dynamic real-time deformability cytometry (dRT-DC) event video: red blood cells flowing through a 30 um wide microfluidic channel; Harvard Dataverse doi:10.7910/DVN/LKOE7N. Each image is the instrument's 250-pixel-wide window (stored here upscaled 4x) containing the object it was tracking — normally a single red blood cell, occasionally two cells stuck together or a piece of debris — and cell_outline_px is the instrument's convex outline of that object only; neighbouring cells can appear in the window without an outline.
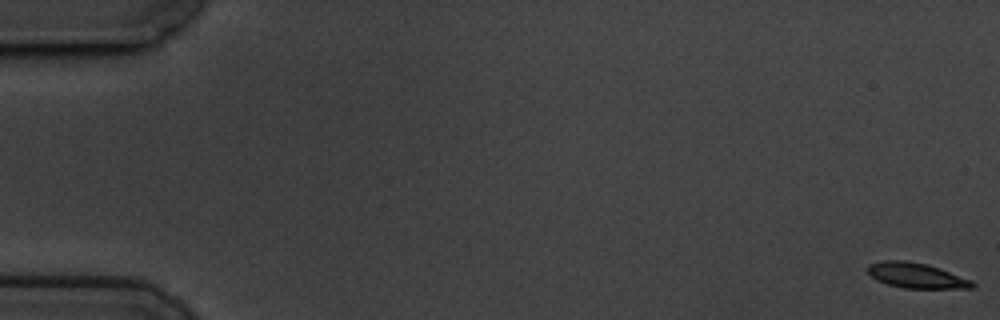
{"species": "common noctule bat (a hibernating species)", "species_latin": "Nyctalus noctula", "temperature_condition": "cold", "stored_images_in_passage": 60, "camera_frame_rate_fps": 3000, "um_per_image_px": 0.085, "animal": {"sex": "male", "body_mass_g": 19.5, "forearm_length_mm": 54.6}, "frame": {"image": 1, "passage_image": 1, "time_ms": 0.0, "image_size_px": [1000, 320], "cell_outline_px": [[976, 284], [972, 288], [904, 288], [888, 284], [876, 280], [868, 272], [868, 264], [884, 260], [904, 260], [928, 264], [940, 268], [972, 280]], "centroid_in_image_um": [77.9, 23.41], "position_along_channel_um": 7.1, "area_um2": 15.37}}
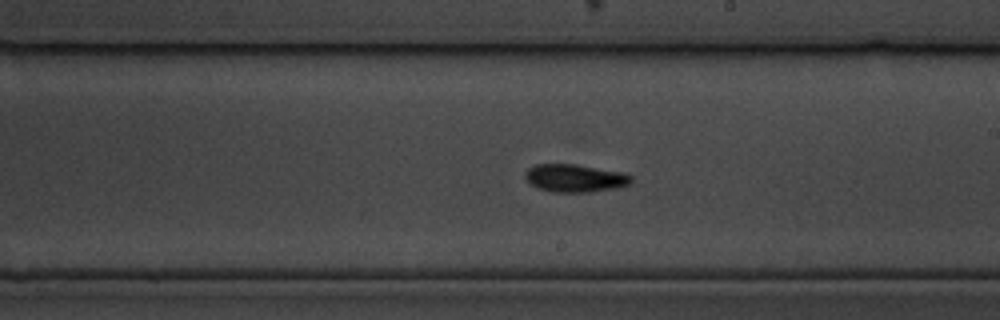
{"frame": {"image": 2, "passage_image": 35, "time_ms": 11.333, "image_size_px": [1000, 320], "cell_outline_px": [[632, 184], [616, 188], [592, 192], [552, 192], [536, 188], [524, 176], [524, 172], [528, 168], [536, 164], [576, 164], [624, 172], [632, 176]], "centroid_in_image_um": [48.9, 15.14], "position_along_channel_um": 240.1, "area_um2": 17.46}}
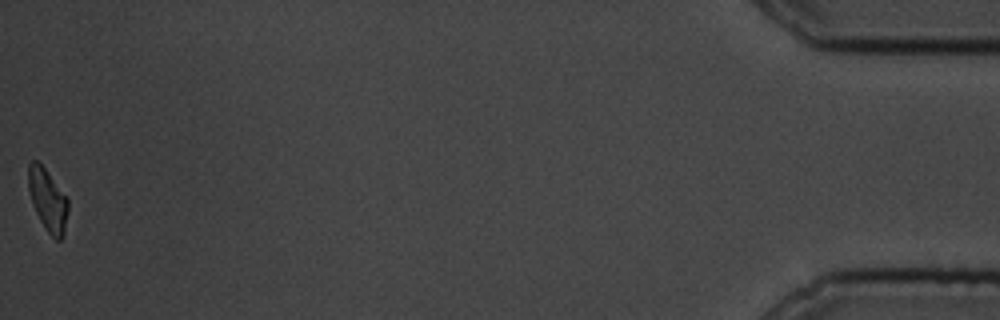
{"frame": {"image": 3, "passage_image": 60, "time_ms": 19.667, "image_size_px": [1000, 320], "cell_outline_px": [[68, 212], [64, 236], [60, 240], [56, 240], [48, 232], [40, 220], [32, 204], [28, 188], [28, 164], [32, 160], [36, 160], [44, 168], [68, 200]], "centroid_in_image_um": [4.05, 17.03], "position_along_channel_um": 431.1, "area_um2": 14.22}, "authors_computed_cell_mechanics": {"area_um2": 15.9528, "velocity_mm_per_s": 3.3991, "shape_relaxation_time_tau1_ms": 2.0403, "shape_relaxation_time_tau2_ms": 5.0364, "deformation_change_tau1": 0.1321, "deformation_change_tau2": 0.1127}}